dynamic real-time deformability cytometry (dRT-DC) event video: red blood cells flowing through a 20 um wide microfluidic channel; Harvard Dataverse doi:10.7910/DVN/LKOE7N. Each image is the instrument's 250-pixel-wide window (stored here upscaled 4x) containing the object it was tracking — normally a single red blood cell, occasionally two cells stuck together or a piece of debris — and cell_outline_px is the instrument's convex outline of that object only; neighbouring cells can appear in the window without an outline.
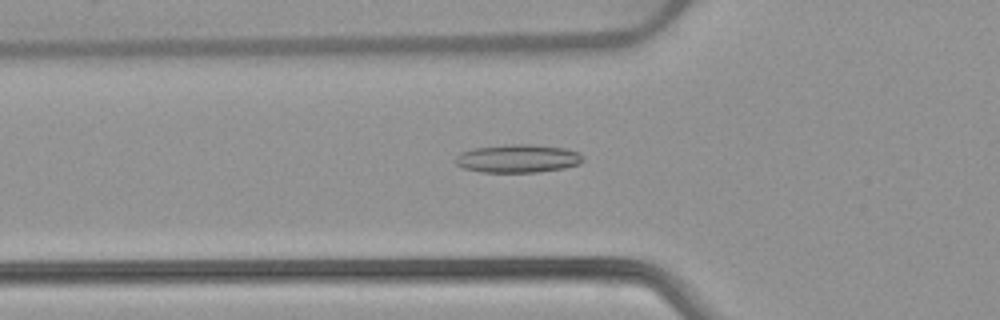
{"species": "common noctule bat (a hibernating species)", "species_latin": "Nyctalus noctula", "temperature_condition": "warm", "stored_images_in_passage": 52, "camera_frame_rate_fps": 3000, "um_per_image_px": 0.085, "animal": {"sex": "female", "body_mass_g": 22.7, "forearm_length_mm": 54.2}, "frame": {"image": 1, "passage_image": 18, "time_ms": 5.667, "image_size_px": [1000, 320], "cell_outline_px": [[584, 160], [580, 164], [564, 168], [536, 172], [480, 172], [464, 168], [456, 164], [452, 160], [460, 152], [472, 148], [512, 144], [532, 144], [564, 148], [576, 152]], "centroid_in_image_um": [43.95, 13.47], "position_along_channel_um": 81.8, "area_um2": 20.98}}
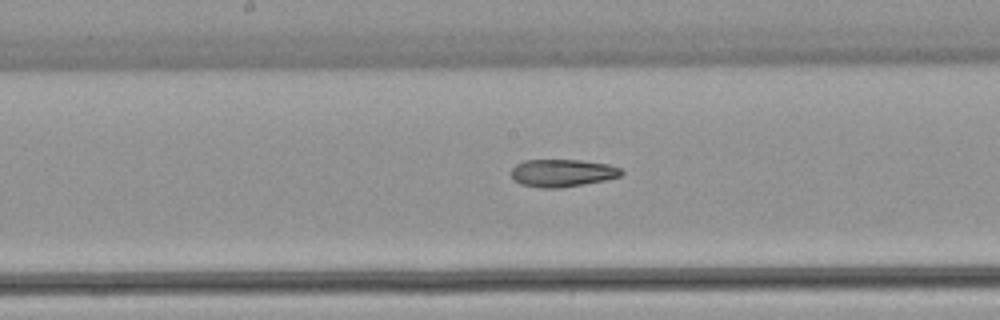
{"frame": {"image": 2, "passage_image": 27, "time_ms": 8.667, "image_size_px": [1000, 320], "cell_outline_px": [[624, 172], [620, 176], [604, 180], [584, 184], [560, 188], [540, 188], [520, 184], [512, 180], [512, 168], [516, 164], [524, 160], [580, 160], [608, 164], [620, 168]], "centroid_in_image_um": [47.77, 14.71], "position_along_channel_um": 200.4, "area_um2": 17.74}}
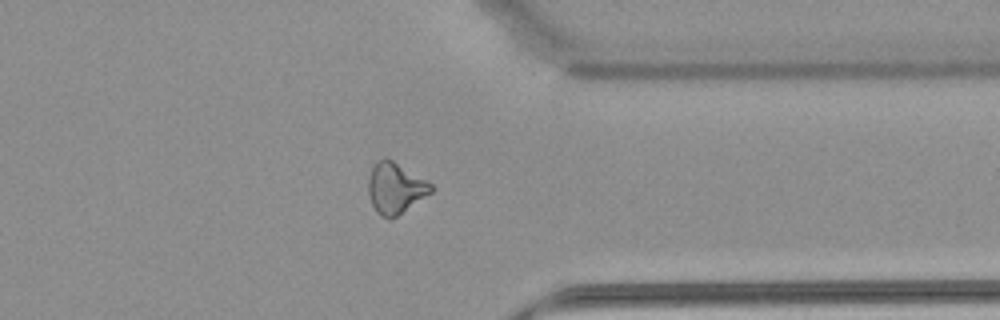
{"frame": {"image": 3, "passage_image": 41, "time_ms": 13.333, "image_size_px": [1000, 320], "cell_outline_px": [[436, 188], [432, 192], [392, 220], [388, 220], [380, 216], [376, 212], [368, 196], [368, 176], [376, 160], [384, 156], [388, 156], [432, 184]], "centroid_in_image_um": [33.58, 15.98], "position_along_channel_um": 377.8, "area_um2": 19.19}, "authors_computed_cell_mechanics": {"area_um2": 19.4497, "velocity_mm_per_s": 3.9271, "shape_relaxation_time_tau1_ms": null, "shape_relaxation_time_tau2_ms": 4.5307, "deformation_change_tau1": null, "deformation_change_tau2": 0.1372}}